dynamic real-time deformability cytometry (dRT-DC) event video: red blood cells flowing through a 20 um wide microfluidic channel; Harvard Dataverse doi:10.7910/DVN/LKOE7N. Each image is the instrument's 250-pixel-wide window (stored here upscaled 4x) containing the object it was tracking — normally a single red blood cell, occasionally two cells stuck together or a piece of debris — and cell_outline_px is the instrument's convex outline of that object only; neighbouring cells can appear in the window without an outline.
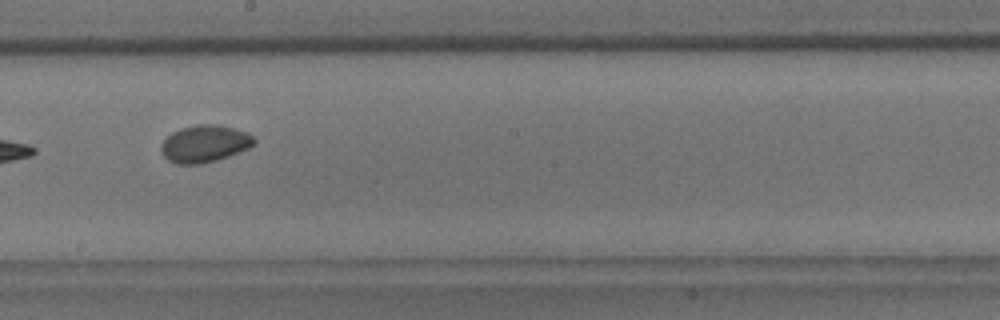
{"species": "common noctule bat (a hibernating species)", "species_latin": "Nyctalus noctula", "temperature_condition": "room temperature", "stored_images_in_passage": 8, "segment_of_instrument_passage": [1, 2], "camera_frame_rate_fps": 3000, "um_per_image_px": 0.085, "animal": {"sex": "male", "body_mass_g": 18.8}, "frame": {"image": 1, "passage_image": 6, "time_ms": 5.667, "image_size_px": [1000, 320], "cell_outline_px": [[256, 144], [248, 148], [228, 156], [216, 160], [200, 164], [176, 164], [168, 160], [164, 156], [160, 148], [160, 144], [172, 132], [180, 128], [196, 124], [216, 124], [232, 128], [244, 132], [252, 136], [256, 140]], "centroid_in_image_um": [17.37, 12.22], "position_along_channel_um": 230.8, "area_um2": 20.06}}
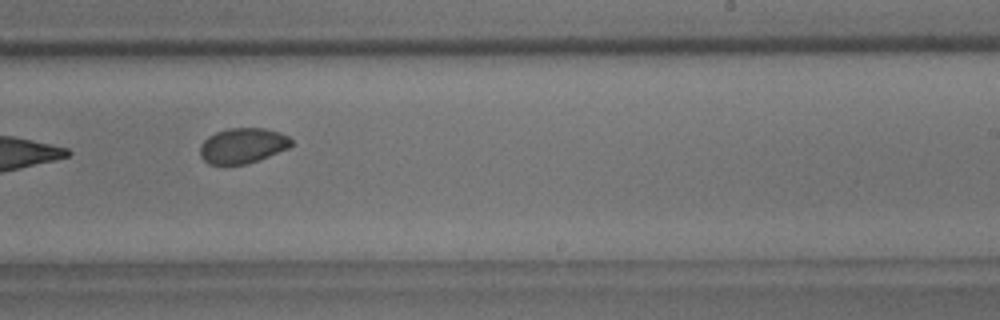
{"frame": {"image": 2, "passage_image": 7, "time_ms": 6.667, "image_size_px": [1000, 320], "cell_outline_px": [[292, 144], [288, 148], [260, 160], [244, 164], [208, 164], [200, 156], [200, 144], [208, 136], [216, 132], [228, 128], [264, 128], [280, 132], [288, 136], [292, 140]], "centroid_in_image_um": [20.62, 12.37], "position_along_channel_um": 268.4, "area_um2": 18.84}}